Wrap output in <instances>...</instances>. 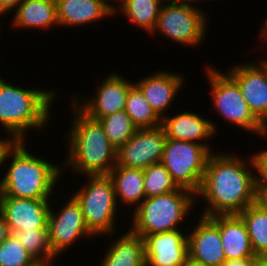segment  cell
<instances>
[{"mask_svg":"<svg viewBox=\"0 0 267 266\" xmlns=\"http://www.w3.org/2000/svg\"><path fill=\"white\" fill-rule=\"evenodd\" d=\"M183 229L142 236L146 266H185L188 234Z\"/></svg>","mask_w":267,"mask_h":266,"instance_id":"cell-15","label":"cell"},{"mask_svg":"<svg viewBox=\"0 0 267 266\" xmlns=\"http://www.w3.org/2000/svg\"><path fill=\"white\" fill-rule=\"evenodd\" d=\"M73 120L66 136L68 155L63 168L76 175H108L117 163V149L110 143L101 123L71 102ZM65 166V167H64Z\"/></svg>","mask_w":267,"mask_h":266,"instance_id":"cell-2","label":"cell"},{"mask_svg":"<svg viewBox=\"0 0 267 266\" xmlns=\"http://www.w3.org/2000/svg\"><path fill=\"white\" fill-rule=\"evenodd\" d=\"M36 261L53 263L56 266L49 243L47 228L20 229L11 233Z\"/></svg>","mask_w":267,"mask_h":266,"instance_id":"cell-27","label":"cell"},{"mask_svg":"<svg viewBox=\"0 0 267 266\" xmlns=\"http://www.w3.org/2000/svg\"><path fill=\"white\" fill-rule=\"evenodd\" d=\"M171 1L172 2H175V3H178V4H184V5H188V6H191V7L194 6V7H197L198 8L199 5L196 6L193 3L198 2V1H201L202 2V1H212V0H171ZM192 1H193V3H192Z\"/></svg>","mask_w":267,"mask_h":266,"instance_id":"cell-38","label":"cell"},{"mask_svg":"<svg viewBox=\"0 0 267 266\" xmlns=\"http://www.w3.org/2000/svg\"><path fill=\"white\" fill-rule=\"evenodd\" d=\"M60 26L88 25L106 17H114V7L106 0H55Z\"/></svg>","mask_w":267,"mask_h":266,"instance_id":"cell-19","label":"cell"},{"mask_svg":"<svg viewBox=\"0 0 267 266\" xmlns=\"http://www.w3.org/2000/svg\"><path fill=\"white\" fill-rule=\"evenodd\" d=\"M153 74V75H152ZM149 76L142 77L134 84L141 90L143 96L162 119L175 101L178 92L184 86L182 73L158 70Z\"/></svg>","mask_w":267,"mask_h":266,"instance_id":"cell-18","label":"cell"},{"mask_svg":"<svg viewBox=\"0 0 267 266\" xmlns=\"http://www.w3.org/2000/svg\"><path fill=\"white\" fill-rule=\"evenodd\" d=\"M125 111L139 129L161 126L162 119L156 114L135 84L130 87Z\"/></svg>","mask_w":267,"mask_h":266,"instance_id":"cell-26","label":"cell"},{"mask_svg":"<svg viewBox=\"0 0 267 266\" xmlns=\"http://www.w3.org/2000/svg\"><path fill=\"white\" fill-rule=\"evenodd\" d=\"M116 1L119 3L120 0H115V3H117ZM113 2H114V0H113ZM108 3H110L113 7H115V5H113L114 3H112V0H108Z\"/></svg>","mask_w":267,"mask_h":266,"instance_id":"cell-42","label":"cell"},{"mask_svg":"<svg viewBox=\"0 0 267 266\" xmlns=\"http://www.w3.org/2000/svg\"><path fill=\"white\" fill-rule=\"evenodd\" d=\"M211 152L195 142L166 140L161 163L180 188L199 192Z\"/></svg>","mask_w":267,"mask_h":266,"instance_id":"cell-8","label":"cell"},{"mask_svg":"<svg viewBox=\"0 0 267 266\" xmlns=\"http://www.w3.org/2000/svg\"><path fill=\"white\" fill-rule=\"evenodd\" d=\"M11 235L4 216L0 213V245Z\"/></svg>","mask_w":267,"mask_h":266,"instance_id":"cell-35","label":"cell"},{"mask_svg":"<svg viewBox=\"0 0 267 266\" xmlns=\"http://www.w3.org/2000/svg\"><path fill=\"white\" fill-rule=\"evenodd\" d=\"M133 81L127 79L116 73H109L107 78L96 87L93 97H86L79 99L72 94L71 98L74 103L90 118L99 120L118 111L125 110L127 96ZM79 103V104H78Z\"/></svg>","mask_w":267,"mask_h":266,"instance_id":"cell-12","label":"cell"},{"mask_svg":"<svg viewBox=\"0 0 267 266\" xmlns=\"http://www.w3.org/2000/svg\"><path fill=\"white\" fill-rule=\"evenodd\" d=\"M30 266H55V265L52 263L45 262V261H36Z\"/></svg>","mask_w":267,"mask_h":266,"instance_id":"cell-40","label":"cell"},{"mask_svg":"<svg viewBox=\"0 0 267 266\" xmlns=\"http://www.w3.org/2000/svg\"><path fill=\"white\" fill-rule=\"evenodd\" d=\"M167 137L164 129H138L137 132L117 150V164L122 167L146 169L160 163Z\"/></svg>","mask_w":267,"mask_h":266,"instance_id":"cell-13","label":"cell"},{"mask_svg":"<svg viewBox=\"0 0 267 266\" xmlns=\"http://www.w3.org/2000/svg\"><path fill=\"white\" fill-rule=\"evenodd\" d=\"M222 153L213 151L208 157L202 185L196 194V199L203 198L207 204L201 216L239 215L256 202L253 157L250 155L248 162L234 153Z\"/></svg>","mask_w":267,"mask_h":266,"instance_id":"cell-1","label":"cell"},{"mask_svg":"<svg viewBox=\"0 0 267 266\" xmlns=\"http://www.w3.org/2000/svg\"><path fill=\"white\" fill-rule=\"evenodd\" d=\"M252 155L256 167V189H267V148ZM259 174V175H258Z\"/></svg>","mask_w":267,"mask_h":266,"instance_id":"cell-31","label":"cell"},{"mask_svg":"<svg viewBox=\"0 0 267 266\" xmlns=\"http://www.w3.org/2000/svg\"><path fill=\"white\" fill-rule=\"evenodd\" d=\"M85 185L72 196L79 203L88 229L95 235L111 238L117 231V204L114 186L108 175H86ZM118 205V206H117ZM115 231V232H114Z\"/></svg>","mask_w":267,"mask_h":266,"instance_id":"cell-6","label":"cell"},{"mask_svg":"<svg viewBox=\"0 0 267 266\" xmlns=\"http://www.w3.org/2000/svg\"><path fill=\"white\" fill-rule=\"evenodd\" d=\"M27 149L25 141H19L9 152V162L0 179V196L26 199H50L55 185L64 175L62 166L52 164ZM54 190V191H53Z\"/></svg>","mask_w":267,"mask_h":266,"instance_id":"cell-3","label":"cell"},{"mask_svg":"<svg viewBox=\"0 0 267 266\" xmlns=\"http://www.w3.org/2000/svg\"><path fill=\"white\" fill-rule=\"evenodd\" d=\"M227 74L238 84L254 117L267 129V57L234 65Z\"/></svg>","mask_w":267,"mask_h":266,"instance_id":"cell-11","label":"cell"},{"mask_svg":"<svg viewBox=\"0 0 267 266\" xmlns=\"http://www.w3.org/2000/svg\"><path fill=\"white\" fill-rule=\"evenodd\" d=\"M108 176L113 182L117 204L121 201L124 206L135 205V210L146 198L142 169L122 167L116 163Z\"/></svg>","mask_w":267,"mask_h":266,"instance_id":"cell-23","label":"cell"},{"mask_svg":"<svg viewBox=\"0 0 267 266\" xmlns=\"http://www.w3.org/2000/svg\"><path fill=\"white\" fill-rule=\"evenodd\" d=\"M219 231L226 260L256 257L239 215H219Z\"/></svg>","mask_w":267,"mask_h":266,"instance_id":"cell-20","label":"cell"},{"mask_svg":"<svg viewBox=\"0 0 267 266\" xmlns=\"http://www.w3.org/2000/svg\"><path fill=\"white\" fill-rule=\"evenodd\" d=\"M256 203L267 212V189H257Z\"/></svg>","mask_w":267,"mask_h":266,"instance_id":"cell-36","label":"cell"},{"mask_svg":"<svg viewBox=\"0 0 267 266\" xmlns=\"http://www.w3.org/2000/svg\"><path fill=\"white\" fill-rule=\"evenodd\" d=\"M50 200L0 196V213L11 233L20 229L47 228L52 207Z\"/></svg>","mask_w":267,"mask_h":266,"instance_id":"cell-16","label":"cell"},{"mask_svg":"<svg viewBox=\"0 0 267 266\" xmlns=\"http://www.w3.org/2000/svg\"><path fill=\"white\" fill-rule=\"evenodd\" d=\"M239 216L246 225L255 255L267 256V212L255 202L246 207Z\"/></svg>","mask_w":267,"mask_h":266,"instance_id":"cell-25","label":"cell"},{"mask_svg":"<svg viewBox=\"0 0 267 266\" xmlns=\"http://www.w3.org/2000/svg\"><path fill=\"white\" fill-rule=\"evenodd\" d=\"M56 90L15 86L0 77V124L8 134L25 141L29 129H44L50 122ZM5 128V129H4Z\"/></svg>","mask_w":267,"mask_h":266,"instance_id":"cell-4","label":"cell"},{"mask_svg":"<svg viewBox=\"0 0 267 266\" xmlns=\"http://www.w3.org/2000/svg\"><path fill=\"white\" fill-rule=\"evenodd\" d=\"M255 257L225 260L221 266H252Z\"/></svg>","mask_w":267,"mask_h":266,"instance_id":"cell-34","label":"cell"},{"mask_svg":"<svg viewBox=\"0 0 267 266\" xmlns=\"http://www.w3.org/2000/svg\"><path fill=\"white\" fill-rule=\"evenodd\" d=\"M110 143L118 150L139 129L125 110L118 111L98 120Z\"/></svg>","mask_w":267,"mask_h":266,"instance_id":"cell-28","label":"cell"},{"mask_svg":"<svg viewBox=\"0 0 267 266\" xmlns=\"http://www.w3.org/2000/svg\"><path fill=\"white\" fill-rule=\"evenodd\" d=\"M188 234V260L206 266H221L226 260L219 231V215L200 216Z\"/></svg>","mask_w":267,"mask_h":266,"instance_id":"cell-14","label":"cell"},{"mask_svg":"<svg viewBox=\"0 0 267 266\" xmlns=\"http://www.w3.org/2000/svg\"><path fill=\"white\" fill-rule=\"evenodd\" d=\"M164 1L166 0H120L118 6L114 7V16L120 12L130 23L152 34Z\"/></svg>","mask_w":267,"mask_h":266,"instance_id":"cell-24","label":"cell"},{"mask_svg":"<svg viewBox=\"0 0 267 266\" xmlns=\"http://www.w3.org/2000/svg\"><path fill=\"white\" fill-rule=\"evenodd\" d=\"M210 87V95L213 108L219 113L224 121L232 123L237 128L251 131L252 133L265 136L267 129L254 117L238 84L225 72L213 67H204Z\"/></svg>","mask_w":267,"mask_h":266,"instance_id":"cell-7","label":"cell"},{"mask_svg":"<svg viewBox=\"0 0 267 266\" xmlns=\"http://www.w3.org/2000/svg\"><path fill=\"white\" fill-rule=\"evenodd\" d=\"M13 12V27L49 30L59 27L55 0H22Z\"/></svg>","mask_w":267,"mask_h":266,"instance_id":"cell-21","label":"cell"},{"mask_svg":"<svg viewBox=\"0 0 267 266\" xmlns=\"http://www.w3.org/2000/svg\"><path fill=\"white\" fill-rule=\"evenodd\" d=\"M19 140L12 134L5 137V139L0 138V166L2 167L5 162H7V156L9 152L15 147Z\"/></svg>","mask_w":267,"mask_h":266,"instance_id":"cell-32","label":"cell"},{"mask_svg":"<svg viewBox=\"0 0 267 266\" xmlns=\"http://www.w3.org/2000/svg\"><path fill=\"white\" fill-rule=\"evenodd\" d=\"M143 175L146 198L167 194L179 188L161 162L148 166L143 170Z\"/></svg>","mask_w":267,"mask_h":266,"instance_id":"cell-29","label":"cell"},{"mask_svg":"<svg viewBox=\"0 0 267 266\" xmlns=\"http://www.w3.org/2000/svg\"><path fill=\"white\" fill-rule=\"evenodd\" d=\"M264 24L265 25L260 30L261 32L259 33V38L261 37L263 39L262 42H266L267 44V18L264 19Z\"/></svg>","mask_w":267,"mask_h":266,"instance_id":"cell-39","label":"cell"},{"mask_svg":"<svg viewBox=\"0 0 267 266\" xmlns=\"http://www.w3.org/2000/svg\"><path fill=\"white\" fill-rule=\"evenodd\" d=\"M252 266H267V256H256L253 259Z\"/></svg>","mask_w":267,"mask_h":266,"instance_id":"cell-37","label":"cell"},{"mask_svg":"<svg viewBox=\"0 0 267 266\" xmlns=\"http://www.w3.org/2000/svg\"><path fill=\"white\" fill-rule=\"evenodd\" d=\"M207 15L200 8L178 4L169 0L161 5L153 34L165 36L171 42L197 47L205 39Z\"/></svg>","mask_w":267,"mask_h":266,"instance_id":"cell-9","label":"cell"},{"mask_svg":"<svg viewBox=\"0 0 267 266\" xmlns=\"http://www.w3.org/2000/svg\"><path fill=\"white\" fill-rule=\"evenodd\" d=\"M36 260L12 234L0 245V266H30Z\"/></svg>","mask_w":267,"mask_h":266,"instance_id":"cell-30","label":"cell"},{"mask_svg":"<svg viewBox=\"0 0 267 266\" xmlns=\"http://www.w3.org/2000/svg\"><path fill=\"white\" fill-rule=\"evenodd\" d=\"M195 198L193 192L180 187L167 194L145 198L130 214L133 215L130 230L142 237L182 229L179 225L194 210Z\"/></svg>","mask_w":267,"mask_h":266,"instance_id":"cell-5","label":"cell"},{"mask_svg":"<svg viewBox=\"0 0 267 266\" xmlns=\"http://www.w3.org/2000/svg\"><path fill=\"white\" fill-rule=\"evenodd\" d=\"M70 199V200H69ZM68 201L63 203L62 210L54 213L50 208L48 217V236L53 256L57 258L66 249L75 245L84 237H96L87 227L83 212L77 200L70 196ZM53 209V210H52Z\"/></svg>","mask_w":267,"mask_h":266,"instance_id":"cell-10","label":"cell"},{"mask_svg":"<svg viewBox=\"0 0 267 266\" xmlns=\"http://www.w3.org/2000/svg\"><path fill=\"white\" fill-rule=\"evenodd\" d=\"M193 112L182 111L172 114L171 117L165 115L161 120V127L168 139L195 142L204 145L212 153L211 146L206 141L217 134V124Z\"/></svg>","mask_w":267,"mask_h":266,"instance_id":"cell-17","label":"cell"},{"mask_svg":"<svg viewBox=\"0 0 267 266\" xmlns=\"http://www.w3.org/2000/svg\"><path fill=\"white\" fill-rule=\"evenodd\" d=\"M21 1L22 0H0V16H5L6 14H9V11L12 12L15 10L16 6Z\"/></svg>","mask_w":267,"mask_h":266,"instance_id":"cell-33","label":"cell"},{"mask_svg":"<svg viewBox=\"0 0 267 266\" xmlns=\"http://www.w3.org/2000/svg\"><path fill=\"white\" fill-rule=\"evenodd\" d=\"M185 266H206V265H200V264L194 263V262H192L190 260H187Z\"/></svg>","mask_w":267,"mask_h":266,"instance_id":"cell-41","label":"cell"},{"mask_svg":"<svg viewBox=\"0 0 267 266\" xmlns=\"http://www.w3.org/2000/svg\"><path fill=\"white\" fill-rule=\"evenodd\" d=\"M119 238V239H118ZM105 251L99 266H146L144 241L130 229L122 236L112 240Z\"/></svg>","mask_w":267,"mask_h":266,"instance_id":"cell-22","label":"cell"}]
</instances>
